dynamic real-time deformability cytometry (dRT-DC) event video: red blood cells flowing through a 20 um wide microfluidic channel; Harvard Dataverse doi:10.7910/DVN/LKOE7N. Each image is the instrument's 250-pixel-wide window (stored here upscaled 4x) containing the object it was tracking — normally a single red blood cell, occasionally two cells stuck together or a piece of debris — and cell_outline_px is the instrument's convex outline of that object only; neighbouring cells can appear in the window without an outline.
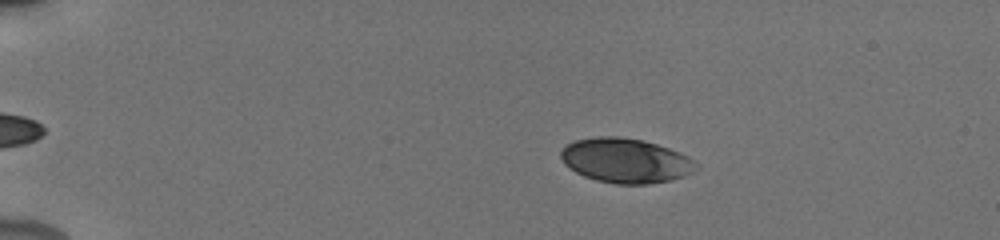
{"species": "human", "species_latin": "Homo sapiens", "temperature_condition": "cold", "stored_images_in_passage": 35, "camera_frame_rate_fps": 3000, "um_per_image_px": 0.085, "donor": {"sex": "male"}, "frame": {"image": 1, "passage_image": 18, "time_ms": 3.0, "image_size_px": [1000, 240], "cell_outline_px": [[696, 168], [692, 172], [684, 176], [672, 180], [648, 184], [616, 184], [596, 180], [584, 176], [576, 172], [564, 164], [560, 156], [560, 152], [568, 144], [576, 140], [596, 136], [620, 136], [644, 140], [668, 148], [688, 156], [696, 164]], "centroid_in_image_um": [53.16, 13.65], "position_along_channel_um": 31.8, "area_um2": 35.08}}